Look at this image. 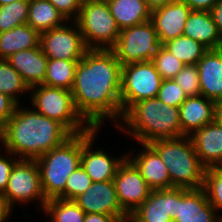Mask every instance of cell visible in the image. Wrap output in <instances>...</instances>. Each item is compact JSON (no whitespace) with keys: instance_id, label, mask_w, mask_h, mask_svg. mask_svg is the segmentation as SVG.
Listing matches in <instances>:
<instances>
[{"instance_id":"cell-1","label":"cell","mask_w":222,"mask_h":222,"mask_svg":"<svg viewBox=\"0 0 222 222\" xmlns=\"http://www.w3.org/2000/svg\"><path fill=\"white\" fill-rule=\"evenodd\" d=\"M121 77L122 65L111 49H88L78 61L71 93L78 113L91 127L101 129L104 120L120 123Z\"/></svg>"},{"instance_id":"cell-2","label":"cell","mask_w":222,"mask_h":222,"mask_svg":"<svg viewBox=\"0 0 222 222\" xmlns=\"http://www.w3.org/2000/svg\"><path fill=\"white\" fill-rule=\"evenodd\" d=\"M19 106L0 128V144L4 151L19 159L36 160L72 136L58 121L41 115L30 106Z\"/></svg>"},{"instance_id":"cell-3","label":"cell","mask_w":222,"mask_h":222,"mask_svg":"<svg viewBox=\"0 0 222 222\" xmlns=\"http://www.w3.org/2000/svg\"><path fill=\"white\" fill-rule=\"evenodd\" d=\"M121 120L116 126L118 130L129 134L138 144L182 137L179 108L169 106L157 97L136 102Z\"/></svg>"},{"instance_id":"cell-4","label":"cell","mask_w":222,"mask_h":222,"mask_svg":"<svg viewBox=\"0 0 222 222\" xmlns=\"http://www.w3.org/2000/svg\"><path fill=\"white\" fill-rule=\"evenodd\" d=\"M149 145L167 166L171 187L203 188L206 168L201 164L190 136L159 139Z\"/></svg>"},{"instance_id":"cell-5","label":"cell","mask_w":222,"mask_h":222,"mask_svg":"<svg viewBox=\"0 0 222 222\" xmlns=\"http://www.w3.org/2000/svg\"><path fill=\"white\" fill-rule=\"evenodd\" d=\"M82 134L72 135L62 145L36 159L46 200L64 199L68 177L81 166Z\"/></svg>"},{"instance_id":"cell-6","label":"cell","mask_w":222,"mask_h":222,"mask_svg":"<svg viewBox=\"0 0 222 222\" xmlns=\"http://www.w3.org/2000/svg\"><path fill=\"white\" fill-rule=\"evenodd\" d=\"M29 93L30 103L36 112L58 121L72 135L92 128L78 113L71 91L40 84L31 87Z\"/></svg>"},{"instance_id":"cell-7","label":"cell","mask_w":222,"mask_h":222,"mask_svg":"<svg viewBox=\"0 0 222 222\" xmlns=\"http://www.w3.org/2000/svg\"><path fill=\"white\" fill-rule=\"evenodd\" d=\"M75 22L88 49H111L119 38L120 29L107 1L82 3Z\"/></svg>"},{"instance_id":"cell-8","label":"cell","mask_w":222,"mask_h":222,"mask_svg":"<svg viewBox=\"0 0 222 222\" xmlns=\"http://www.w3.org/2000/svg\"><path fill=\"white\" fill-rule=\"evenodd\" d=\"M0 197L11 212L14 211L15 204L24 205V203L29 204L32 201H39L37 204L40 205L37 208L44 210L47 200L42 191L40 171L36 160L19 159L15 163L7 187Z\"/></svg>"},{"instance_id":"cell-9","label":"cell","mask_w":222,"mask_h":222,"mask_svg":"<svg viewBox=\"0 0 222 222\" xmlns=\"http://www.w3.org/2000/svg\"><path fill=\"white\" fill-rule=\"evenodd\" d=\"M162 78L152 61L129 63L122 66V115L136 102L157 97Z\"/></svg>"},{"instance_id":"cell-10","label":"cell","mask_w":222,"mask_h":222,"mask_svg":"<svg viewBox=\"0 0 222 222\" xmlns=\"http://www.w3.org/2000/svg\"><path fill=\"white\" fill-rule=\"evenodd\" d=\"M161 46L151 20L122 29L111 48L120 64L152 61Z\"/></svg>"},{"instance_id":"cell-11","label":"cell","mask_w":222,"mask_h":222,"mask_svg":"<svg viewBox=\"0 0 222 222\" xmlns=\"http://www.w3.org/2000/svg\"><path fill=\"white\" fill-rule=\"evenodd\" d=\"M40 33L39 45L48 59L80 60L88 48L75 21Z\"/></svg>"},{"instance_id":"cell-12","label":"cell","mask_w":222,"mask_h":222,"mask_svg":"<svg viewBox=\"0 0 222 222\" xmlns=\"http://www.w3.org/2000/svg\"><path fill=\"white\" fill-rule=\"evenodd\" d=\"M113 182L119 204L128 215L149 197L152 190L127 157L119 165Z\"/></svg>"},{"instance_id":"cell-13","label":"cell","mask_w":222,"mask_h":222,"mask_svg":"<svg viewBox=\"0 0 222 222\" xmlns=\"http://www.w3.org/2000/svg\"><path fill=\"white\" fill-rule=\"evenodd\" d=\"M100 131L98 128H91L82 133V153L81 167L85 170L92 182L110 181L115 178L119 165L126 158L125 155L119 157L110 156L104 149H92L95 138Z\"/></svg>"},{"instance_id":"cell-14","label":"cell","mask_w":222,"mask_h":222,"mask_svg":"<svg viewBox=\"0 0 222 222\" xmlns=\"http://www.w3.org/2000/svg\"><path fill=\"white\" fill-rule=\"evenodd\" d=\"M74 201L86 213L106 214L120 222H128L129 215L121 208L113 180L92 182Z\"/></svg>"},{"instance_id":"cell-15","label":"cell","mask_w":222,"mask_h":222,"mask_svg":"<svg viewBox=\"0 0 222 222\" xmlns=\"http://www.w3.org/2000/svg\"><path fill=\"white\" fill-rule=\"evenodd\" d=\"M177 213V187L151 190L149 197L129 215L128 222H173Z\"/></svg>"},{"instance_id":"cell-16","label":"cell","mask_w":222,"mask_h":222,"mask_svg":"<svg viewBox=\"0 0 222 222\" xmlns=\"http://www.w3.org/2000/svg\"><path fill=\"white\" fill-rule=\"evenodd\" d=\"M218 213L203 188L177 187V213L173 222H218Z\"/></svg>"},{"instance_id":"cell-17","label":"cell","mask_w":222,"mask_h":222,"mask_svg":"<svg viewBox=\"0 0 222 222\" xmlns=\"http://www.w3.org/2000/svg\"><path fill=\"white\" fill-rule=\"evenodd\" d=\"M191 9L181 0L168 3L151 11V18L160 44L183 35Z\"/></svg>"},{"instance_id":"cell-18","label":"cell","mask_w":222,"mask_h":222,"mask_svg":"<svg viewBox=\"0 0 222 222\" xmlns=\"http://www.w3.org/2000/svg\"><path fill=\"white\" fill-rule=\"evenodd\" d=\"M140 152L132 155V151L126 153V157L136 166L152 190H159L171 187V180L167 166L160 155L149 145L141 143ZM134 157V158H133Z\"/></svg>"},{"instance_id":"cell-19","label":"cell","mask_w":222,"mask_h":222,"mask_svg":"<svg viewBox=\"0 0 222 222\" xmlns=\"http://www.w3.org/2000/svg\"><path fill=\"white\" fill-rule=\"evenodd\" d=\"M201 164L207 168L222 167V125L216 120L190 136Z\"/></svg>"},{"instance_id":"cell-20","label":"cell","mask_w":222,"mask_h":222,"mask_svg":"<svg viewBox=\"0 0 222 222\" xmlns=\"http://www.w3.org/2000/svg\"><path fill=\"white\" fill-rule=\"evenodd\" d=\"M216 102L203 95L187 97L179 107L182 137L215 121Z\"/></svg>"},{"instance_id":"cell-21","label":"cell","mask_w":222,"mask_h":222,"mask_svg":"<svg viewBox=\"0 0 222 222\" xmlns=\"http://www.w3.org/2000/svg\"><path fill=\"white\" fill-rule=\"evenodd\" d=\"M201 95L214 102L222 101V48L209 49L198 61Z\"/></svg>"},{"instance_id":"cell-22","label":"cell","mask_w":222,"mask_h":222,"mask_svg":"<svg viewBox=\"0 0 222 222\" xmlns=\"http://www.w3.org/2000/svg\"><path fill=\"white\" fill-rule=\"evenodd\" d=\"M6 60L19 73L29 88L44 83L48 58L40 45L36 48L18 51Z\"/></svg>"},{"instance_id":"cell-23","label":"cell","mask_w":222,"mask_h":222,"mask_svg":"<svg viewBox=\"0 0 222 222\" xmlns=\"http://www.w3.org/2000/svg\"><path fill=\"white\" fill-rule=\"evenodd\" d=\"M183 35L202 43L208 49L222 48V37L218 33L210 11L191 10Z\"/></svg>"},{"instance_id":"cell-24","label":"cell","mask_w":222,"mask_h":222,"mask_svg":"<svg viewBox=\"0 0 222 222\" xmlns=\"http://www.w3.org/2000/svg\"><path fill=\"white\" fill-rule=\"evenodd\" d=\"M107 4L120 31L151 18V9L145 0H107Z\"/></svg>"},{"instance_id":"cell-25","label":"cell","mask_w":222,"mask_h":222,"mask_svg":"<svg viewBox=\"0 0 222 222\" xmlns=\"http://www.w3.org/2000/svg\"><path fill=\"white\" fill-rule=\"evenodd\" d=\"M40 33L27 23L0 33V59H7L12 54L24 49L39 46Z\"/></svg>"},{"instance_id":"cell-26","label":"cell","mask_w":222,"mask_h":222,"mask_svg":"<svg viewBox=\"0 0 222 222\" xmlns=\"http://www.w3.org/2000/svg\"><path fill=\"white\" fill-rule=\"evenodd\" d=\"M68 22L48 0H29L27 24L39 33L61 27Z\"/></svg>"},{"instance_id":"cell-27","label":"cell","mask_w":222,"mask_h":222,"mask_svg":"<svg viewBox=\"0 0 222 222\" xmlns=\"http://www.w3.org/2000/svg\"><path fill=\"white\" fill-rule=\"evenodd\" d=\"M79 60L48 59L44 85L71 91Z\"/></svg>"},{"instance_id":"cell-28","label":"cell","mask_w":222,"mask_h":222,"mask_svg":"<svg viewBox=\"0 0 222 222\" xmlns=\"http://www.w3.org/2000/svg\"><path fill=\"white\" fill-rule=\"evenodd\" d=\"M162 46L185 65H197L198 61L209 50L202 43L185 35L171 39Z\"/></svg>"},{"instance_id":"cell-29","label":"cell","mask_w":222,"mask_h":222,"mask_svg":"<svg viewBox=\"0 0 222 222\" xmlns=\"http://www.w3.org/2000/svg\"><path fill=\"white\" fill-rule=\"evenodd\" d=\"M44 212L51 219L47 222H83L86 215L74 200L60 198L48 200Z\"/></svg>"},{"instance_id":"cell-30","label":"cell","mask_w":222,"mask_h":222,"mask_svg":"<svg viewBox=\"0 0 222 222\" xmlns=\"http://www.w3.org/2000/svg\"><path fill=\"white\" fill-rule=\"evenodd\" d=\"M0 92L7 94L20 104L21 95L30 92L19 73L5 59H0Z\"/></svg>"},{"instance_id":"cell-31","label":"cell","mask_w":222,"mask_h":222,"mask_svg":"<svg viewBox=\"0 0 222 222\" xmlns=\"http://www.w3.org/2000/svg\"><path fill=\"white\" fill-rule=\"evenodd\" d=\"M29 0H18L0 6V33L27 23Z\"/></svg>"},{"instance_id":"cell-32","label":"cell","mask_w":222,"mask_h":222,"mask_svg":"<svg viewBox=\"0 0 222 222\" xmlns=\"http://www.w3.org/2000/svg\"><path fill=\"white\" fill-rule=\"evenodd\" d=\"M203 189L209 203L219 212L222 209V167L207 168L204 174Z\"/></svg>"},{"instance_id":"cell-33","label":"cell","mask_w":222,"mask_h":222,"mask_svg":"<svg viewBox=\"0 0 222 222\" xmlns=\"http://www.w3.org/2000/svg\"><path fill=\"white\" fill-rule=\"evenodd\" d=\"M162 79H174L185 64L166 50L162 45L152 59Z\"/></svg>"},{"instance_id":"cell-34","label":"cell","mask_w":222,"mask_h":222,"mask_svg":"<svg viewBox=\"0 0 222 222\" xmlns=\"http://www.w3.org/2000/svg\"><path fill=\"white\" fill-rule=\"evenodd\" d=\"M174 80L187 97L201 95L197 65H185L175 76Z\"/></svg>"},{"instance_id":"cell-35","label":"cell","mask_w":222,"mask_h":222,"mask_svg":"<svg viewBox=\"0 0 222 222\" xmlns=\"http://www.w3.org/2000/svg\"><path fill=\"white\" fill-rule=\"evenodd\" d=\"M92 185V180L80 166L68 177L64 190L65 200H74Z\"/></svg>"},{"instance_id":"cell-36","label":"cell","mask_w":222,"mask_h":222,"mask_svg":"<svg viewBox=\"0 0 222 222\" xmlns=\"http://www.w3.org/2000/svg\"><path fill=\"white\" fill-rule=\"evenodd\" d=\"M157 98L169 106L179 108L187 96L174 79H162Z\"/></svg>"},{"instance_id":"cell-37","label":"cell","mask_w":222,"mask_h":222,"mask_svg":"<svg viewBox=\"0 0 222 222\" xmlns=\"http://www.w3.org/2000/svg\"><path fill=\"white\" fill-rule=\"evenodd\" d=\"M67 21H75L82 7L80 0H48Z\"/></svg>"},{"instance_id":"cell-38","label":"cell","mask_w":222,"mask_h":222,"mask_svg":"<svg viewBox=\"0 0 222 222\" xmlns=\"http://www.w3.org/2000/svg\"><path fill=\"white\" fill-rule=\"evenodd\" d=\"M5 152L9 157H7L6 154L2 155V153H0V196L4 193L7 187L12 168L19 160V158L13 155L11 152Z\"/></svg>"},{"instance_id":"cell-39","label":"cell","mask_w":222,"mask_h":222,"mask_svg":"<svg viewBox=\"0 0 222 222\" xmlns=\"http://www.w3.org/2000/svg\"><path fill=\"white\" fill-rule=\"evenodd\" d=\"M17 106L14 99L0 92V128L11 118Z\"/></svg>"},{"instance_id":"cell-40","label":"cell","mask_w":222,"mask_h":222,"mask_svg":"<svg viewBox=\"0 0 222 222\" xmlns=\"http://www.w3.org/2000/svg\"><path fill=\"white\" fill-rule=\"evenodd\" d=\"M186 3L191 10L210 11L219 0H181Z\"/></svg>"},{"instance_id":"cell-41","label":"cell","mask_w":222,"mask_h":222,"mask_svg":"<svg viewBox=\"0 0 222 222\" xmlns=\"http://www.w3.org/2000/svg\"><path fill=\"white\" fill-rule=\"evenodd\" d=\"M212 18L216 24L219 35L222 37V0H219L210 10Z\"/></svg>"},{"instance_id":"cell-42","label":"cell","mask_w":222,"mask_h":222,"mask_svg":"<svg viewBox=\"0 0 222 222\" xmlns=\"http://www.w3.org/2000/svg\"><path fill=\"white\" fill-rule=\"evenodd\" d=\"M83 222H120L116 217L98 214V213H88L85 215Z\"/></svg>"},{"instance_id":"cell-43","label":"cell","mask_w":222,"mask_h":222,"mask_svg":"<svg viewBox=\"0 0 222 222\" xmlns=\"http://www.w3.org/2000/svg\"><path fill=\"white\" fill-rule=\"evenodd\" d=\"M11 211L7 208L6 204L0 197V222H6V219H10Z\"/></svg>"},{"instance_id":"cell-44","label":"cell","mask_w":222,"mask_h":222,"mask_svg":"<svg viewBox=\"0 0 222 222\" xmlns=\"http://www.w3.org/2000/svg\"><path fill=\"white\" fill-rule=\"evenodd\" d=\"M174 1L176 0H145L147 6L151 9V11Z\"/></svg>"},{"instance_id":"cell-45","label":"cell","mask_w":222,"mask_h":222,"mask_svg":"<svg viewBox=\"0 0 222 222\" xmlns=\"http://www.w3.org/2000/svg\"><path fill=\"white\" fill-rule=\"evenodd\" d=\"M215 120L222 125V101L216 102Z\"/></svg>"},{"instance_id":"cell-46","label":"cell","mask_w":222,"mask_h":222,"mask_svg":"<svg viewBox=\"0 0 222 222\" xmlns=\"http://www.w3.org/2000/svg\"><path fill=\"white\" fill-rule=\"evenodd\" d=\"M14 1H18V0H0V6L5 5V4H10Z\"/></svg>"},{"instance_id":"cell-47","label":"cell","mask_w":222,"mask_h":222,"mask_svg":"<svg viewBox=\"0 0 222 222\" xmlns=\"http://www.w3.org/2000/svg\"><path fill=\"white\" fill-rule=\"evenodd\" d=\"M82 3L85 2H95V1H107V0H80Z\"/></svg>"},{"instance_id":"cell-48","label":"cell","mask_w":222,"mask_h":222,"mask_svg":"<svg viewBox=\"0 0 222 222\" xmlns=\"http://www.w3.org/2000/svg\"><path fill=\"white\" fill-rule=\"evenodd\" d=\"M218 222H222V215H219Z\"/></svg>"}]
</instances>
